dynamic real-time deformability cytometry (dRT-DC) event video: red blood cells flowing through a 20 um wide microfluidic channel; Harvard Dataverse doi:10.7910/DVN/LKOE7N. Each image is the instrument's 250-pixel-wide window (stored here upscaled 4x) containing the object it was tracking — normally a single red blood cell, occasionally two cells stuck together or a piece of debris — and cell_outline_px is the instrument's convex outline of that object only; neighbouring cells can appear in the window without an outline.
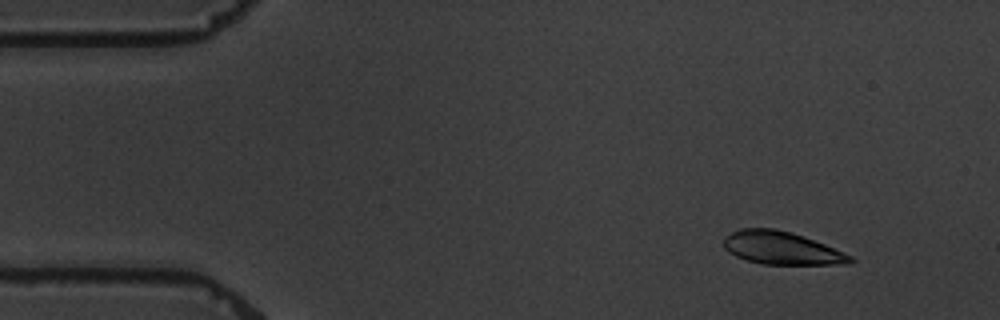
{"species": "common noctule bat (a hibernating species)", "species_latin": "Nyctalus noctula", "temperature_condition": "warm", "stored_images_in_passage": 5, "camera_frame_rate_fps": 3000, "um_per_image_px": 0.085, "animal": {"sex": "male", "body_mass_g": 19.5, "forearm_length_mm": 54.6}, "frame": {"image": 1, "passage_image": 2, "time_ms": 1.333, "image_size_px": [1000, 320], "cell_outline_px": [[856, 260], [848, 264], [764, 264], [748, 260], [736, 256], [728, 252], [724, 248], [724, 236], [740, 228], [776, 228], [792, 232], [804, 236], [844, 252], [852, 256]], "centroid_in_image_um": [66.43, 21.07], "position_along_channel_um": 18.6, "area_um2": 24.28}}
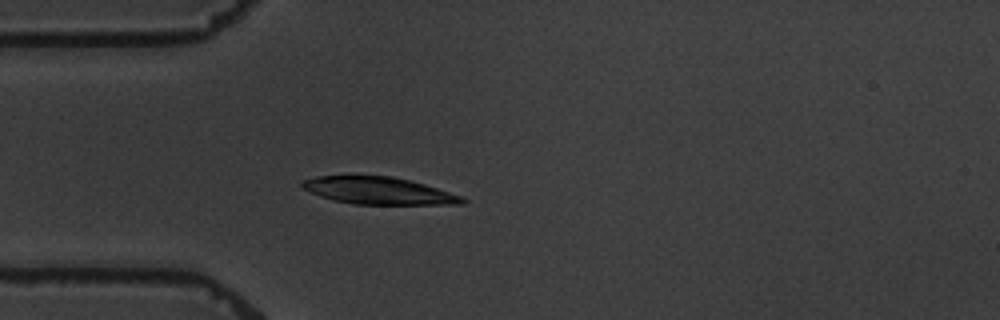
{"frame": {"image": 2, "passage_image": 5, "time_ms": 4.667, "image_size_px": [1000, 320], "cell_outline_px": [[468, 200], [464, 204], [352, 204], [320, 196], [304, 188], [300, 184], [300, 180], [316, 176], [392, 176], [424, 184], [460, 196]], "centroid_in_image_um": [32.15, 16.21], "position_along_channel_um": 52.8, "area_um2": 25.03}}